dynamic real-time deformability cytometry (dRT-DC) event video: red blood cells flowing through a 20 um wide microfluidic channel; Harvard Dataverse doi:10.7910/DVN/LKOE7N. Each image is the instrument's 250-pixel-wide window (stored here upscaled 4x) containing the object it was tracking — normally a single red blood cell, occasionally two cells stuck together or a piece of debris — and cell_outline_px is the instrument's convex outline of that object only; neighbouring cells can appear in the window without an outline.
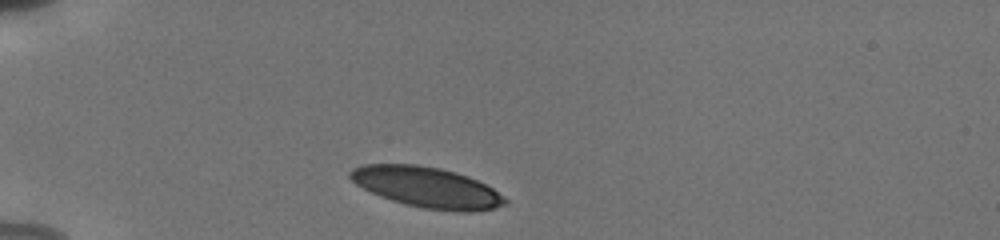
{"species": "human", "species_latin": "Homo sapiens", "temperature_condition": "cold", "stored_images_in_passage": 32, "camera_frame_rate_fps": 3000, "um_per_image_px": 0.085, "donor": {"sex": "male"}, "frame": {"image": 1, "passage_image": 1, "time_ms": 0.0, "image_size_px": [1000, 240], "cell_outline_px": [[508, 204], [496, 208], [472, 212], [456, 212], [424, 208], [404, 204], [380, 196], [356, 184], [348, 176], [348, 172], [352, 168], [364, 164], [416, 164], [440, 168], [456, 172], [468, 176], [492, 188], [508, 200]], "centroid_in_image_um": [36.3, 15.92], "position_along_channel_um": 48.7, "area_um2": 36.7}}
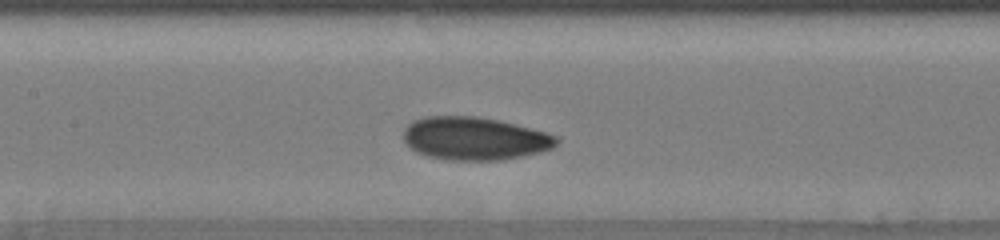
{"frame": {"image": 2, "passage_image": 8, "time_ms": 4.0, "image_size_px": [1000, 240], "cell_outline_px": [[560, 140], [552, 148], [540, 152], [500, 160], [448, 160], [428, 156], [416, 152], [404, 140], [404, 128], [412, 120], [424, 116], [476, 116], [500, 120], [544, 132], [556, 136]], "centroid_in_image_um": [40.31, 11.76], "position_along_channel_um": 167.1, "area_um2": 38.26}}
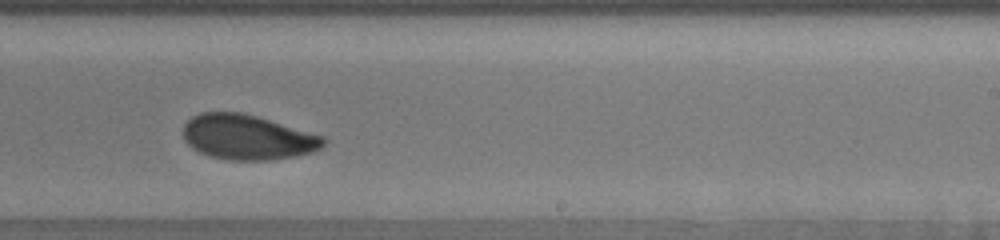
{"frame": {"image": 3, "passage_image": 18, "time_ms": 6.667, "image_size_px": [1000, 240], "cell_outline_px": [[324, 144], [320, 148], [312, 152], [272, 160], [228, 160], [212, 156], [200, 152], [192, 148], [184, 140], [184, 124], [192, 116], [200, 112], [240, 112], [256, 116], [324, 136]], "centroid_in_image_um": [21.0, 11.66], "position_along_channel_um": 268.0, "area_um2": 36.47}, "authors_computed_cell_mechanics": {"area_um2": 37.1654, "velocity_mm_per_s": 3.8026, "shape_relaxation_time_tau1_ms": 3.3684, "shape_relaxation_time_tau2_ms": 2.0299, "deformation_change_tau1": 0.112, "deformation_change_tau2": 0.0681}}